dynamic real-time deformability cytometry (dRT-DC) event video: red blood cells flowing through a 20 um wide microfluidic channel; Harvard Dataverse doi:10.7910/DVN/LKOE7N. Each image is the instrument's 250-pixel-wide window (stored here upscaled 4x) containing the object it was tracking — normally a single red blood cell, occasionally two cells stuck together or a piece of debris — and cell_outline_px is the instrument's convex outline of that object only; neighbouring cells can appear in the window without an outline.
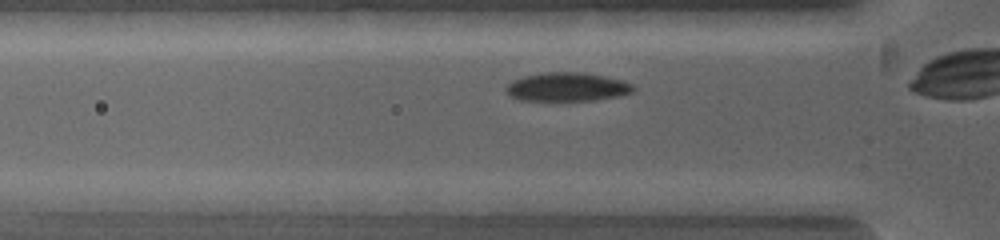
{"species": "common noctule bat (a hibernating species)", "species_latin": "Nyctalus noctula", "temperature_condition": "warm", "stored_images_in_passage": 5, "camera_frame_rate_fps": 5000, "um_per_image_px": 0.085, "animal": {"sex": "female", "body_mass_g": 19.0, "forearm_length_mm": 53.3}, "frame": {"image": 1, "passage_image": 4, "time_ms": 0.6, "image_size_px": [1000, 240], "cell_outline_px": [[636, 88], [632, 92], [616, 96], [592, 100], [520, 100], [512, 96], [508, 92], [508, 84], [524, 76], [544, 72], [580, 72], [620, 80], [632, 84]], "centroid_in_image_um": [48.22, 7.39], "position_along_channel_um": 77.6, "area_um2": 20.63}}